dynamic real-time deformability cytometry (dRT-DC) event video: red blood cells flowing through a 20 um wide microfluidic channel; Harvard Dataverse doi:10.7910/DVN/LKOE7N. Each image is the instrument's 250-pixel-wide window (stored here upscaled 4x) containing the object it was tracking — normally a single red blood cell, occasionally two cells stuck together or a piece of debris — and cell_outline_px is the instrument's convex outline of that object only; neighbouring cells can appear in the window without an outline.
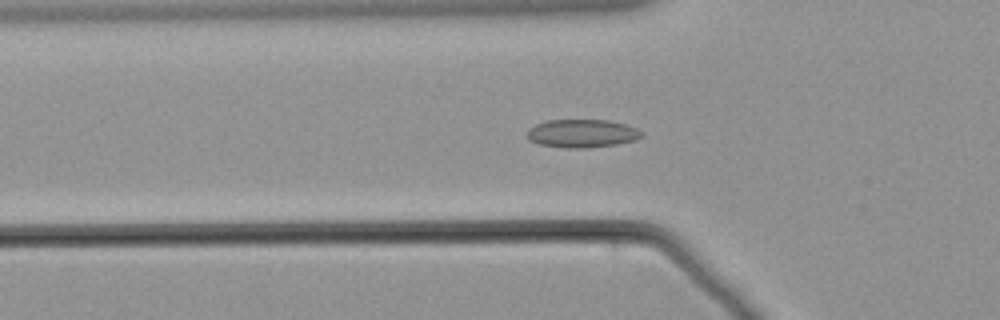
{"species": "common noctule bat (a hibernating species)", "species_latin": "Nyctalus noctula", "temperature_condition": "warm", "stored_images_in_passage": 61, "camera_frame_rate_fps": 3000, "um_per_image_px": 0.085, "animal": {"sex": "male", "body_mass_g": 21.5, "forearm_length_mm": 52.0}, "frame": {"image": 1, "passage_image": 21, "time_ms": 6.667, "image_size_px": [1000, 320], "cell_outline_px": [[644, 136], [636, 140], [616, 144], [588, 148], [564, 148], [540, 144], [528, 140], [524, 136], [528, 128], [536, 124], [548, 120], [608, 120], [628, 124], [644, 132]], "centroid_in_image_um": [49.47, 11.34], "position_along_channel_um": 76.3, "area_um2": 19.19}}
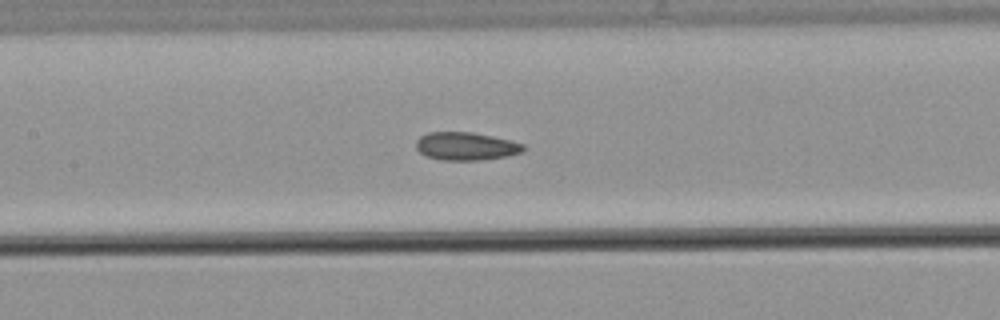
{"frame": {"image": 2, "passage_image": 29, "time_ms": 9.333, "image_size_px": [1000, 320], "cell_outline_px": [[528, 148], [524, 152], [508, 156], [480, 160], [440, 160], [428, 156], [420, 152], [416, 148], [416, 140], [420, 136], [428, 132], [472, 132], [512, 140], [524, 144]], "centroid_in_image_um": [39.66, 12.43], "position_along_channel_um": 167.7, "area_um2": 17.74}}
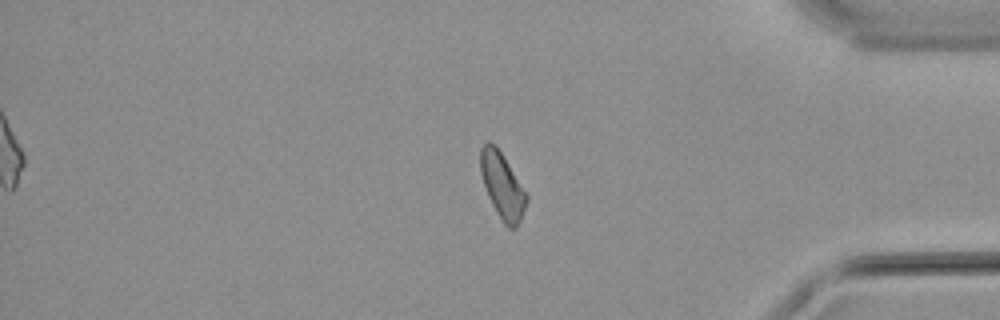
{"frame": {"image": 3, "passage_image": 51, "time_ms": 16.667, "image_size_px": [1000, 320], "cell_outline_px": [[528, 200], [520, 220], [516, 228], [508, 228], [504, 224], [496, 212], [488, 196], [480, 172], [480, 148], [488, 140], [496, 144], [528, 196]], "centroid_in_image_um": [42.68, 15.77], "position_along_channel_um": 392.5, "area_um2": 17.51}}